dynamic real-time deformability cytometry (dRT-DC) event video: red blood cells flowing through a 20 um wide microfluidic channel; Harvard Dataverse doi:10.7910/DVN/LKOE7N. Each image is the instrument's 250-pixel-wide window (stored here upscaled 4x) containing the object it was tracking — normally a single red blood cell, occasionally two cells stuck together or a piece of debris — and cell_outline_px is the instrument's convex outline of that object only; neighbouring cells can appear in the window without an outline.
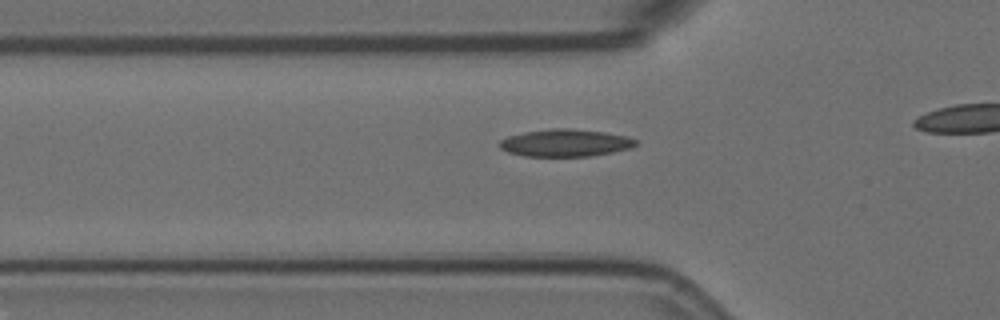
{"species": "Egyptian fruit bat (a non-hibernating species)", "species_latin": "Rousettus aegyptiacus", "temperature_condition": "room temperature", "stored_images_in_passage": 9, "camera_frame_rate_fps": 3000, "um_per_image_px": 0.085, "animal": {"sex": "female"}, "frame": {"image": 1, "passage_image": 3, "time_ms": 0.667, "image_size_px": [1000, 320], "cell_outline_px": [[640, 140], [636, 144], [628, 148], [612, 152], [588, 156], [524, 156], [508, 152], [500, 148], [500, 140], [508, 136], [524, 132], [552, 128], [568, 128], [604, 132], [628, 136]], "centroid_in_image_um": [48.06, 12.14], "position_along_channel_um": 77.7, "area_um2": 21.62}}
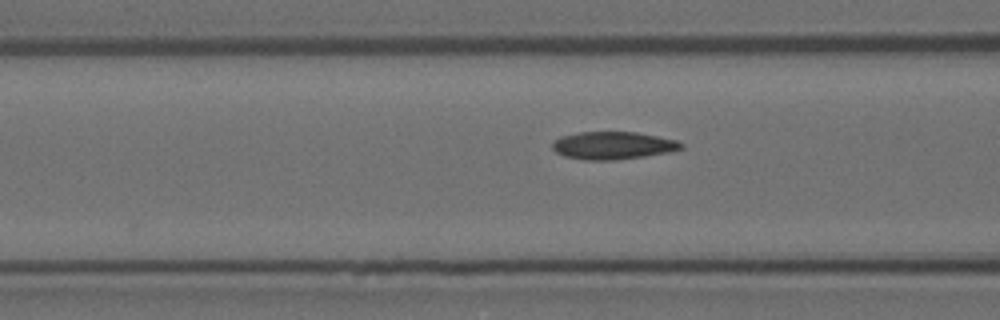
{"frame": {"image": 2, "passage_image": 6, "time_ms": 1.667, "image_size_px": [1000, 320], "cell_outline_px": [[684, 148], [668, 152], [644, 156], [616, 160], [584, 160], [564, 156], [556, 152], [552, 148], [552, 144], [560, 136], [580, 132], [636, 132], [676, 140], [684, 144]], "centroid_in_image_um": [52.09, 12.37], "position_along_channel_um": 114.5, "area_um2": 20.69}}